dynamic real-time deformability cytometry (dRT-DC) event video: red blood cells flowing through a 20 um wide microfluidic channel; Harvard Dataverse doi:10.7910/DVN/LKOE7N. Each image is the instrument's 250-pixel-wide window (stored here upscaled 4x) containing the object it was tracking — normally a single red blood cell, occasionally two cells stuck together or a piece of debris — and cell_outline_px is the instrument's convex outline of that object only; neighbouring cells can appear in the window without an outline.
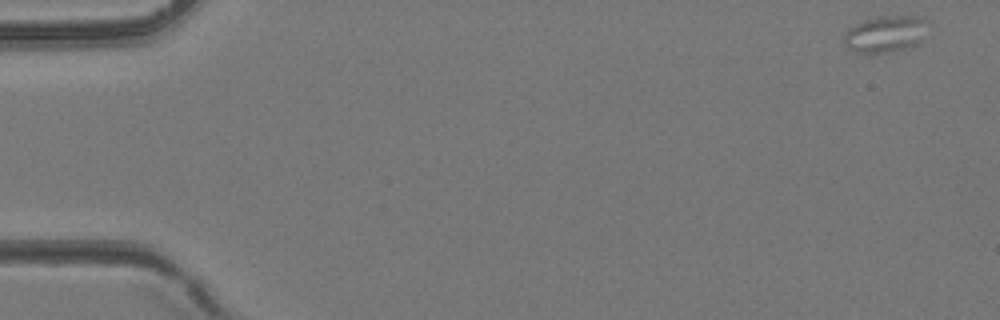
{"species": "common noctule bat (a hibernating species)", "species_latin": "Nyctalus noctula", "temperature_condition": "room temperature", "stored_images_in_passage": 33, "camera_frame_rate_fps": 3000, "um_per_image_px": 0.085, "animal": {"sex": "female", "body_mass_g": 24.6, "forearm_length_mm": 56.2}, "frame": {"image": 1, "passage_image": 1, "time_ms": 0.0, "image_size_px": [1000, 320], "cell_outline_px": [[932, 24], [924, 40], [912, 48], [892, 52], [856, 52], [848, 48], [844, 44], [844, 32], [848, 28], [864, 20], [880, 16], [924, 16]], "centroid_in_image_um": [75.39, 2.88], "position_along_channel_um": 9.6, "area_um2": 18.67}}
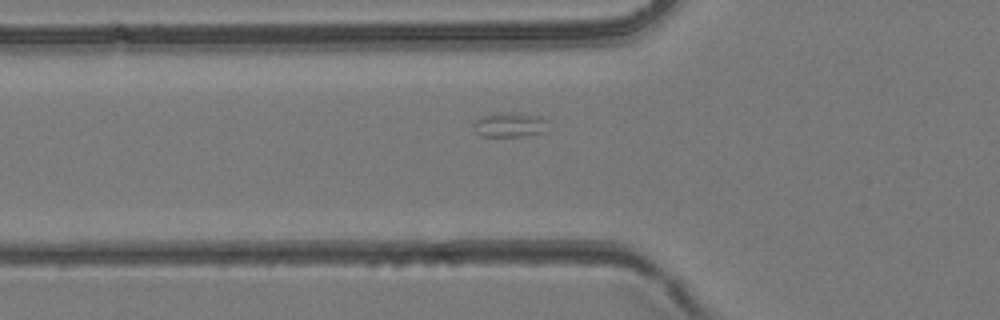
{"frame": {"image": 2, "passage_image": 15, "time_ms": 4.667, "image_size_px": [1000, 320], "cell_outline_px": [[548, 120], [544, 132], [524, 136], [480, 136], [472, 128], [472, 124], [476, 120], [484, 116], [508, 112], [536, 116]], "centroid_in_image_um": [43.3, 10.63], "position_along_channel_um": 82.5, "area_um2": 10.46}}